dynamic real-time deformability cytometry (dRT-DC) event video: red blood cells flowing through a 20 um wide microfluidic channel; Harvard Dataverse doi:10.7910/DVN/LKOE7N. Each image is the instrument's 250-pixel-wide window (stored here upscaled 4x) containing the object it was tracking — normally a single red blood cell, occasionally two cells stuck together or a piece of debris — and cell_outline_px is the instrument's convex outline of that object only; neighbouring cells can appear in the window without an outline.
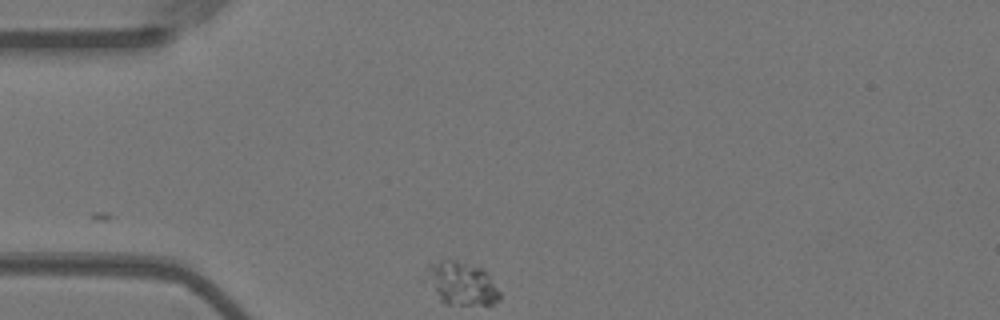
{"species": "Egyptian fruit bat (a non-hibernating species)", "species_latin": "Rousettus aegyptiacus", "temperature_condition": "warm", "stored_images_in_passage": 5, "camera_frame_rate_fps": 3000, "um_per_image_px": 0.085, "animal": {"sex": "female"}, "frame": {"image": 1, "passage_image": 1, "time_ms": 0.0, "image_size_px": [1000, 320], "cell_outline_px": [[500, 300], [492, 304], [448, 304], [440, 300], [436, 288], [432, 272], [432, 264], [440, 260], [456, 260], [480, 268], [488, 276], [500, 292]], "centroid_in_image_um": [39.39, 24.12], "position_along_channel_um": 45.6, "area_um2": 16.82}}